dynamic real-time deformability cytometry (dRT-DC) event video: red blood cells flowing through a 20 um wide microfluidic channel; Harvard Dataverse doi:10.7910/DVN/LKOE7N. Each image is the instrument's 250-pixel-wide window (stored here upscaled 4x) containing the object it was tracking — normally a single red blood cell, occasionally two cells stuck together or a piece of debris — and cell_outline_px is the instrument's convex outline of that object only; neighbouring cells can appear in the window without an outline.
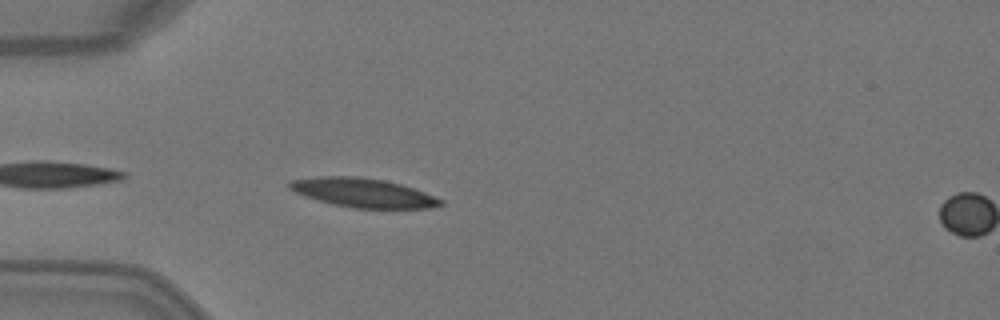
{"species": "Egyptian fruit bat (a non-hibernating species)", "species_latin": "Rousettus aegyptiacus", "temperature_condition": "warm", "stored_images_in_passage": 4, "segment_of_instrument_passage": [1, 2], "camera_frame_rate_fps": 3000, "um_per_image_px": 0.085, "animal": {"sex": "female"}, "frame": {"image": 1, "passage_image": 3, "time_ms": 0.667, "image_size_px": [1000, 320], "cell_outline_px": [[444, 204], [432, 208], [352, 208], [332, 204], [304, 196], [288, 188], [288, 180], [320, 176], [356, 176], [384, 180], [400, 184], [424, 192], [444, 200]], "centroid_in_image_um": [30.84, 16.38], "position_along_channel_um": 54.2, "area_um2": 25.61}}